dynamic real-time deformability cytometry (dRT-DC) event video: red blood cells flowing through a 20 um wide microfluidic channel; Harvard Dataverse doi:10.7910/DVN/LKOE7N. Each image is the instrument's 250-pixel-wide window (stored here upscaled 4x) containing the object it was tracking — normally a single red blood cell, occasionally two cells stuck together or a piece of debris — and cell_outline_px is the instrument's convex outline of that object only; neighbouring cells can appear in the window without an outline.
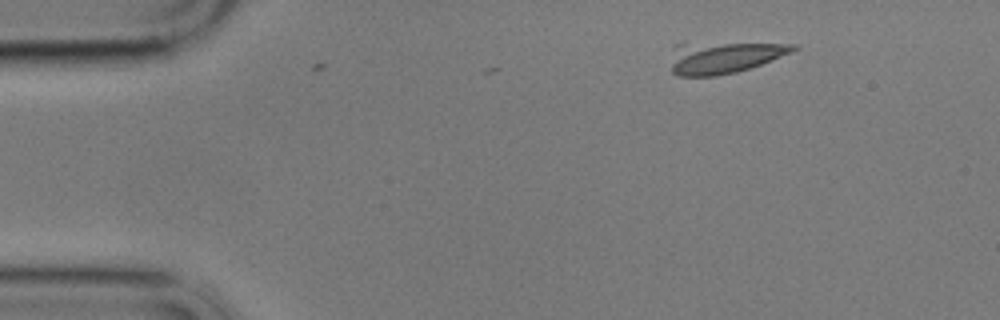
{"species": "common noctule bat (a hibernating species)", "species_latin": "Nyctalus noctula", "temperature_condition": "cold", "stored_images_in_passage": 2, "camera_frame_rate_fps": 3000, "um_per_image_px": 0.085, "animal": {"sex": "male", "body_mass_g": 17.9}, "frame": {"image": 1, "passage_image": 2, "time_ms": 0.333, "image_size_px": [1000, 320], "cell_outline_px": [[800, 48], [792, 52], [760, 64], [736, 72], [716, 76], [676, 76], [672, 72], [672, 44], [684, 40], [796, 44]], "centroid_in_image_um": [61.44, 4.8], "position_along_channel_um": 23.6, "area_um2": 23.93}}